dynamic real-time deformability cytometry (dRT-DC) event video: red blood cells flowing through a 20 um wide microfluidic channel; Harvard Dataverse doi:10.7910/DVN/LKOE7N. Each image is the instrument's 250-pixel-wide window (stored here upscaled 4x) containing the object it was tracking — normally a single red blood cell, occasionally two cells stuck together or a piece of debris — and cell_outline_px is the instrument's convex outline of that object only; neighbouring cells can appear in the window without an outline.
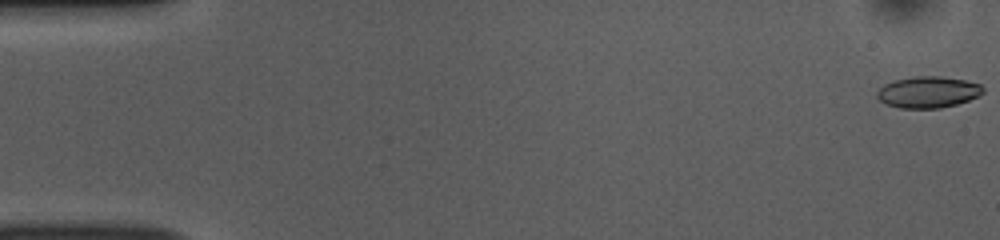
{"species": "common noctule bat (a hibernating species)", "species_latin": "Nyctalus noctula", "temperature_condition": "room temperature", "stored_images_in_passage": 52, "camera_frame_rate_fps": 3000, "um_per_image_px": 0.085, "animal": {"sex": "female", "body_mass_g": 10.0, "forearm_length_mm": 53.1}, "frame": {"image": 1, "passage_image": 1, "time_ms": 0.0, "image_size_px": [1000, 240], "cell_outline_px": [[984, 92], [980, 96], [956, 104], [940, 108], [900, 108], [884, 104], [876, 96], [876, 92], [884, 84], [896, 80], [916, 76], [940, 76], [964, 80], [980, 84], [984, 88]], "centroid_in_image_um": [78.88, 7.83], "position_along_channel_um": 6.1, "area_um2": 19.42}}
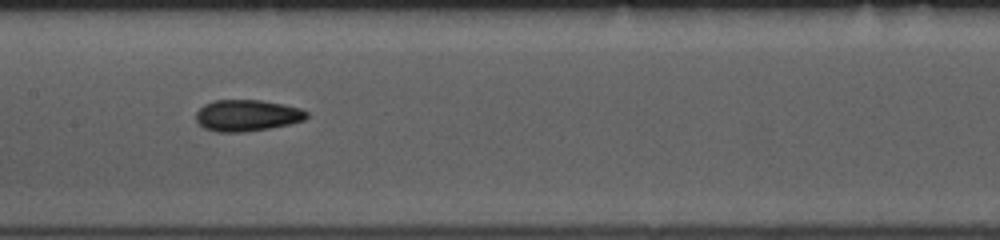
{"frame": {"image": 2, "passage_image": 26, "time_ms": 8.333, "image_size_px": [1000, 240], "cell_outline_px": [[308, 116], [304, 120], [288, 124], [268, 128], [244, 132], [216, 132], [204, 128], [196, 120], [196, 112], [204, 104], [212, 100], [260, 100], [284, 104], [300, 108], [308, 112]], "centroid_in_image_um": [20.98, 9.81], "position_along_channel_um": 186.4, "area_um2": 20.29}}
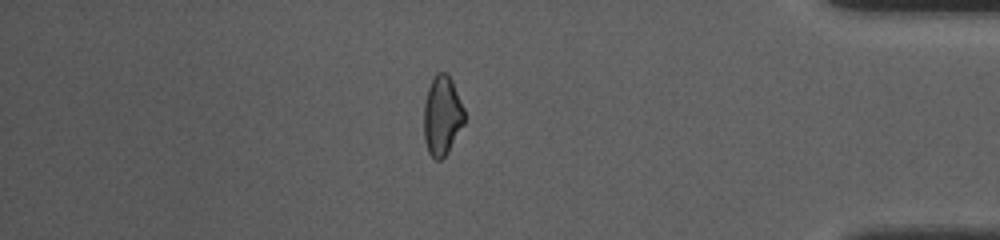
{"frame": {"image": 3, "passage_image": 45, "time_ms": 14.667, "image_size_px": [1000, 240], "cell_outline_px": [[464, 124], [444, 156], [440, 160], [436, 160], [428, 152], [424, 140], [424, 104], [428, 88], [436, 72], [444, 72], [452, 80], [464, 108]], "centroid_in_image_um": [37.57, 9.82], "position_along_channel_um": 397.6, "area_um2": 18.55}, "authors_computed_cell_mechanics": {"area_um2": 19.5942, "velocity_mm_per_s": 3.869, "shape_relaxation_time_tau1_ms": 5.8314, "shape_relaxation_time_tau2_ms": 2.3957, "deformation_change_tau1": 0.1308, "deformation_change_tau2": 0.0804}}